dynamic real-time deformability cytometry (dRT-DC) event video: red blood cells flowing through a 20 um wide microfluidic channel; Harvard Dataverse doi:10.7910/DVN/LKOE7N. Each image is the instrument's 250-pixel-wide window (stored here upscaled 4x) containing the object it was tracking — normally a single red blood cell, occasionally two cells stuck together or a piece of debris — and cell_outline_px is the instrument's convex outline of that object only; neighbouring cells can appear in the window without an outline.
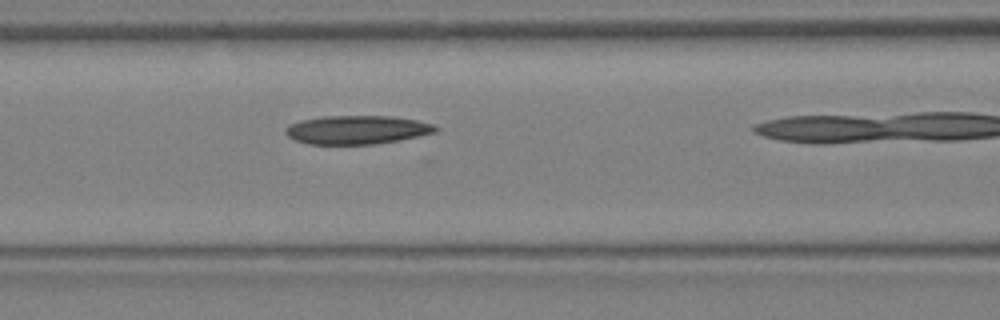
{"species": "Egyptian fruit bat (a non-hibernating species)", "species_latin": "Rousettus aegyptiacus", "temperature_condition": "warm", "stored_images_in_passage": 15, "camera_frame_rate_fps": 3000, "um_per_image_px": 0.085, "animal": {"sex": "female"}, "frame": {"image": 1, "passage_image": 5, "time_ms": 1.333, "image_size_px": [1000, 320], "cell_outline_px": [[440, 128], [436, 132], [400, 140], [376, 144], [308, 144], [296, 140], [288, 136], [284, 132], [284, 128], [288, 124], [300, 120], [324, 116], [392, 116], [416, 120], [432, 124]], "centroid_in_image_um": [30.32, 11.03], "position_along_channel_um": 136.3, "area_um2": 25.14}}